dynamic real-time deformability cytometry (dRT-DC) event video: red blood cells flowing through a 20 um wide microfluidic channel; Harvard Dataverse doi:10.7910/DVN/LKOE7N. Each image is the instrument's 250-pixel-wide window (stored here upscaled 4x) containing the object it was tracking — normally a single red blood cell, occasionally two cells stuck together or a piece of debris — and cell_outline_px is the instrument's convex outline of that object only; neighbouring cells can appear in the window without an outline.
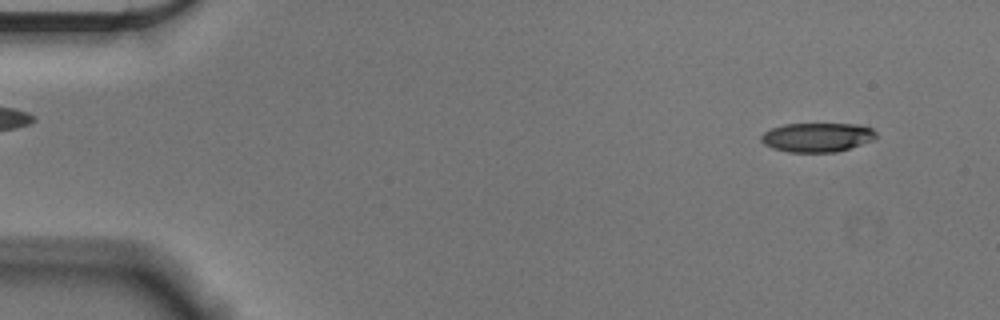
{"species": "Egyptian fruit bat (a non-hibernating species)", "species_latin": "Rousettus aegyptiacus", "temperature_condition": "cold", "stored_images_in_passage": 17, "camera_frame_rate_fps": 3000, "um_per_image_px": 0.085, "animal": {"sex": "male"}, "frame": {"image": 1, "passage_image": 4, "time_ms": 1.0, "image_size_px": [1000, 320], "cell_outline_px": [[876, 136], [872, 140], [836, 152], [788, 152], [772, 148], [764, 144], [760, 140], [760, 136], [764, 132], [772, 128], [784, 124], [856, 124], [872, 128], [876, 132]], "centroid_in_image_um": [69.42, 11.67], "position_along_channel_um": 15.6, "area_um2": 19.42}}
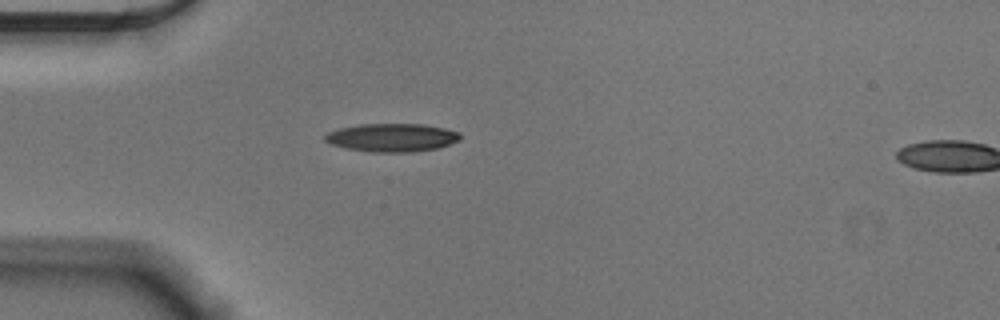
{"frame": {"image": 2, "passage_image": 15, "time_ms": 4.667, "image_size_px": [1000, 320], "cell_outline_px": [[460, 140], [436, 148], [412, 152], [372, 152], [344, 148], [332, 144], [324, 140], [324, 136], [328, 132], [340, 128], [360, 124], [424, 124], [444, 128], [460, 132]], "centroid_in_image_um": [33.3, 11.69], "position_along_channel_um": 51.7, "area_um2": 22.2}}